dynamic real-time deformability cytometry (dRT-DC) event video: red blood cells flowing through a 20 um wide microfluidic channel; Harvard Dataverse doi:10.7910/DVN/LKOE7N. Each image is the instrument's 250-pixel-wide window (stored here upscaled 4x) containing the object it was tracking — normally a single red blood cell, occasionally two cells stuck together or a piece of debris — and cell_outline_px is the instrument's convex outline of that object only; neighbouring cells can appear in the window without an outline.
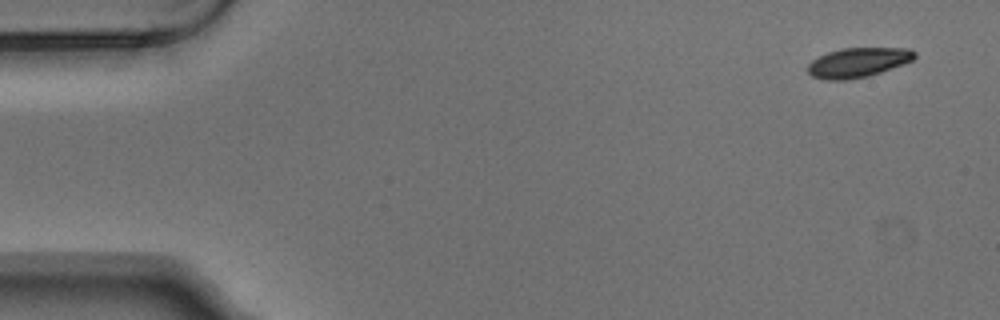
{"species": "Egyptian fruit bat (a non-hibernating species)", "species_latin": "Rousettus aegyptiacus", "temperature_condition": "warm", "stored_images_in_passage": 7, "camera_frame_rate_fps": 3000, "um_per_image_px": 0.085, "animal": {"sex": "male"}, "frame": {"image": 1, "passage_image": 1, "time_ms": 0.0, "image_size_px": [1000, 320], "cell_outline_px": [[916, 56], [912, 60], [904, 64], [868, 76], [848, 80], [824, 80], [812, 76], [808, 72], [808, 64], [812, 60], [828, 52], [840, 48], [908, 48], [916, 52]], "centroid_in_image_um": [72.92, 5.31], "position_along_channel_um": 12.1, "area_um2": 18.44}}
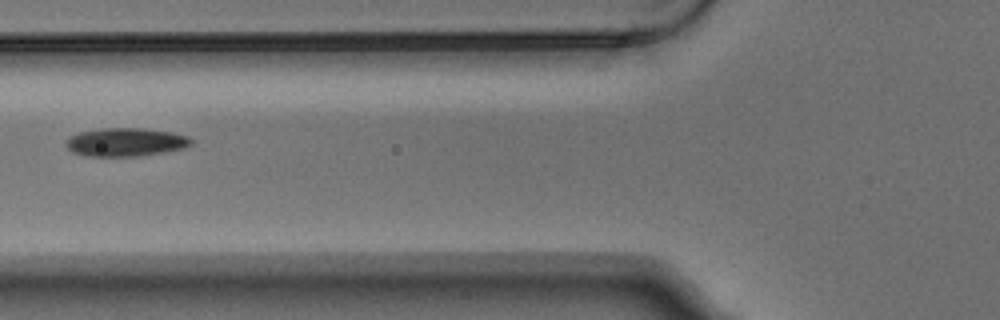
{"frame": {"image": 2, "passage_image": 6, "time_ms": 1.667, "image_size_px": [1000, 320], "cell_outline_px": [[192, 144], [184, 148], [164, 152], [140, 156], [84, 156], [72, 152], [64, 144], [68, 136], [80, 132], [104, 128], [140, 128], [172, 132], [188, 136], [192, 140]], "centroid_in_image_um": [10.66, 12.08], "position_along_channel_um": 115.1, "area_um2": 20.81}}
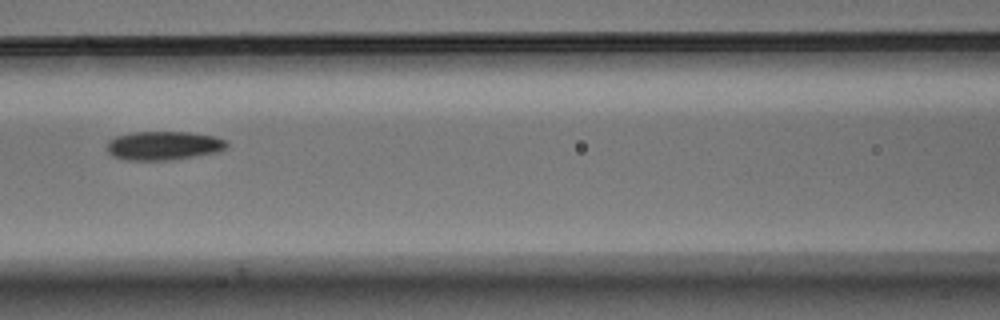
{"frame": {"image": 3, "passage_image": 7, "time_ms": 2.0, "image_size_px": [1000, 320], "cell_outline_px": [[228, 148], [220, 152], [172, 160], [124, 160], [112, 156], [108, 152], [108, 140], [116, 136], [136, 132], [188, 132], [216, 136], [228, 140]], "centroid_in_image_um": [13.97, 12.38], "position_along_channel_um": 152.6, "area_um2": 20.4}}